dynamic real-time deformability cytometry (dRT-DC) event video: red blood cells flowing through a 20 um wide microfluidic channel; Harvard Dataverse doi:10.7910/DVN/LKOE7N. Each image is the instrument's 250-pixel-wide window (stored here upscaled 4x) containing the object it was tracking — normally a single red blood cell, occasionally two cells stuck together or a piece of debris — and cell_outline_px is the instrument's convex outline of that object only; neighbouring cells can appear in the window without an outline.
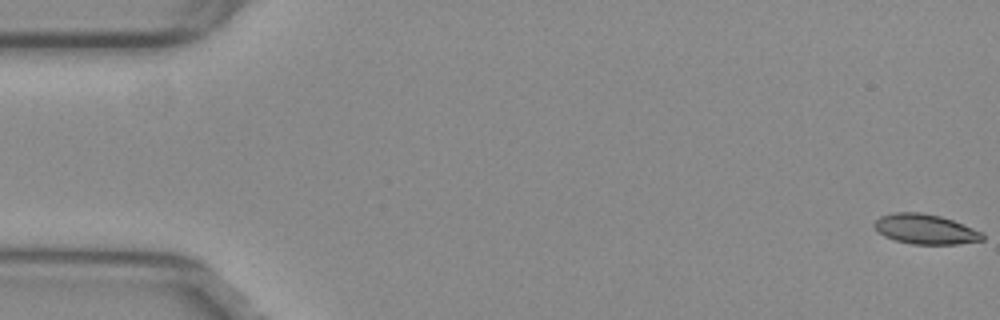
{"species": "common noctule bat (a hibernating species)", "species_latin": "Nyctalus noctula", "temperature_condition": "warm", "stored_images_in_passage": 49, "camera_frame_rate_fps": 3000, "um_per_image_px": 0.085, "animal": {"sex": "female", "body_mass_g": 29.2, "forearm_length_mm": 56.3}, "frame": {"image": 1, "passage_image": 1, "time_ms": 0.0, "image_size_px": [1000, 320], "cell_outline_px": [[984, 240], [956, 244], [912, 244], [896, 240], [884, 236], [872, 224], [880, 216], [892, 212], [920, 212], [940, 216], [952, 220], [984, 232]], "centroid_in_image_um": [78.67, 19.47], "position_along_channel_um": 6.3, "area_um2": 18.84}}
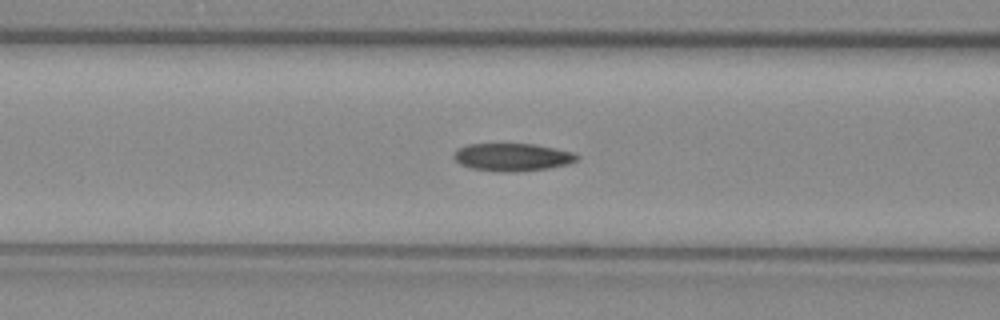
{"frame": {"image": 2, "passage_image": 22, "time_ms": 7.0, "image_size_px": [1000, 320], "cell_outline_px": [[580, 156], [576, 160], [568, 164], [548, 168], [516, 172], [496, 172], [472, 168], [460, 164], [452, 156], [452, 152], [468, 144], [536, 144], [572, 152]], "centroid_in_image_um": [43.53, 13.36], "position_along_channel_um": 123.1, "area_um2": 19.94}}
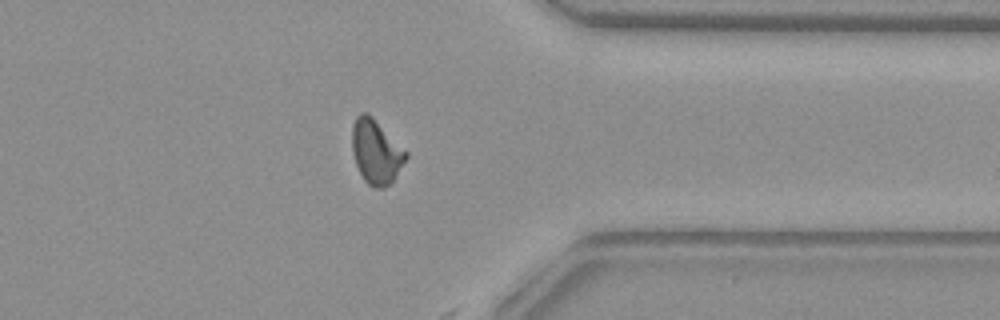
{"frame": {"image": 3, "passage_image": 43, "time_ms": 14.0, "image_size_px": [1000, 320], "cell_outline_px": [[408, 156], [392, 184], [384, 188], [372, 188], [364, 180], [356, 164], [352, 152], [352, 124], [356, 116], [360, 112], [368, 112], [408, 152]], "centroid_in_image_um": [31.97, 12.9], "position_along_channel_um": 379.4, "area_um2": 20.46}, "authors_computed_cell_mechanics": {"area_um2": 19.7676, "velocity_mm_per_s": 3.8064, "shape_relaxation_time_tau1_ms": null, "shape_relaxation_time_tau2_ms": 3.057, "deformation_change_tau1": null, "deformation_change_tau2": 0.1031}}